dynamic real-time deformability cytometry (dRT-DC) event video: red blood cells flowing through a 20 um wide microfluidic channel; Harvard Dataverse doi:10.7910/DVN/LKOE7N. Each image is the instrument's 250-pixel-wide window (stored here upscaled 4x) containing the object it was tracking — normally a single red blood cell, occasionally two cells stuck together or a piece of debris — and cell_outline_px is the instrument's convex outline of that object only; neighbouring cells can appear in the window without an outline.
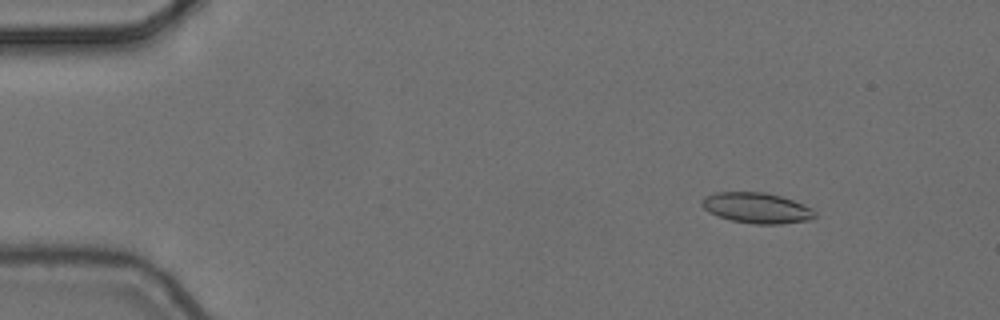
{"species": "common noctule bat (a hibernating species)", "species_latin": "Nyctalus noctula", "temperature_condition": "cold", "stored_images_in_passage": 4, "camera_frame_rate_fps": 3000, "um_per_image_px": 0.085, "animal": {"sex": "female", "body_mass_g": 24.6, "forearm_length_mm": 56.2}, "frame": {"image": 1, "passage_image": 2, "time_ms": 0.333, "image_size_px": [1000, 320], "cell_outline_px": [[816, 216], [812, 220], [780, 224], [752, 224], [732, 220], [708, 212], [700, 204], [700, 200], [704, 196], [716, 192], [764, 192], [780, 196], [804, 204], [812, 208], [816, 212]], "centroid_in_image_um": [64.33, 17.67], "position_along_channel_um": 20.7, "area_um2": 20.29}}
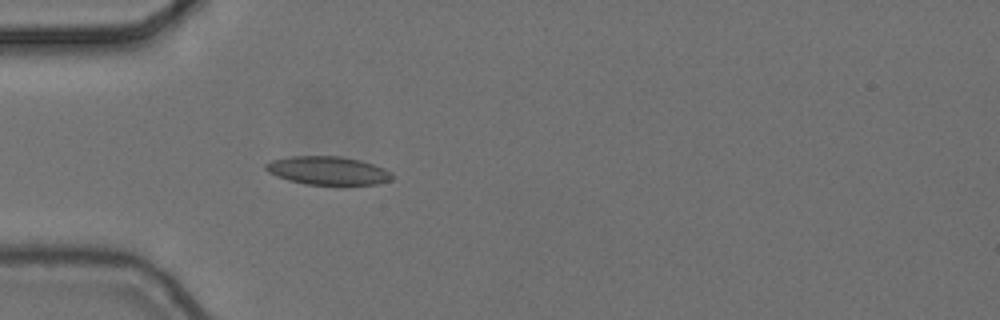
{"frame": {"image": 2, "passage_image": 4, "time_ms": 1.0, "image_size_px": [1000, 320], "cell_outline_px": [[392, 180], [376, 184], [340, 188], [308, 184], [288, 180], [276, 176], [268, 172], [264, 168], [264, 164], [272, 160], [292, 156], [340, 156], [360, 160], [384, 168], [392, 172]], "centroid_in_image_um": [27.91, 14.55], "position_along_channel_um": 57.1, "area_um2": 21.73}}